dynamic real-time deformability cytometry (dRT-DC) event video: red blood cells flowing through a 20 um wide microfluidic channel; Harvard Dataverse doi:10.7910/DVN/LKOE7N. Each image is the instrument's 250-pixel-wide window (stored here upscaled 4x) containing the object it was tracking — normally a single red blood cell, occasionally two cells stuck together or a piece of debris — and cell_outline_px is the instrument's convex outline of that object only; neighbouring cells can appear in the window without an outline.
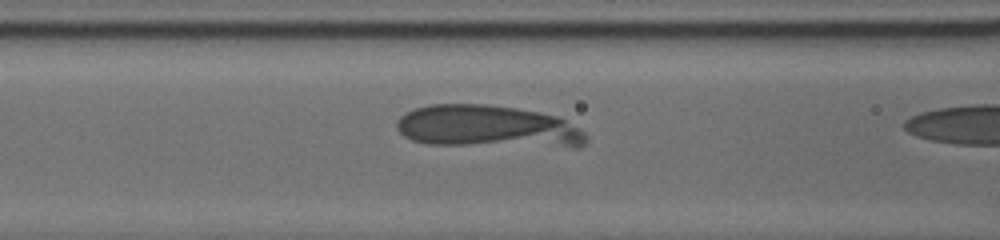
{"species": "human", "species_latin": "Homo sapiens", "temperature_condition": "cold", "stored_images_in_passage": 16, "camera_frame_rate_fps": 3000, "um_per_image_px": 0.085, "donor": {"sex": "male"}, "frame": {"image": 1, "passage_image": 14, "time_ms": 2.667, "image_size_px": [1000, 240], "cell_outline_px": [[584, 144], [580, 148], [572, 148], [428, 144], [412, 140], [404, 136], [400, 132], [396, 124], [400, 116], [416, 108], [432, 104], [484, 104], [516, 108], [556, 116], [564, 120], [576, 128], [584, 136]], "centroid_in_image_um": [41.44, 10.79], "position_along_channel_um": 125.2, "area_um2": 46.82}}